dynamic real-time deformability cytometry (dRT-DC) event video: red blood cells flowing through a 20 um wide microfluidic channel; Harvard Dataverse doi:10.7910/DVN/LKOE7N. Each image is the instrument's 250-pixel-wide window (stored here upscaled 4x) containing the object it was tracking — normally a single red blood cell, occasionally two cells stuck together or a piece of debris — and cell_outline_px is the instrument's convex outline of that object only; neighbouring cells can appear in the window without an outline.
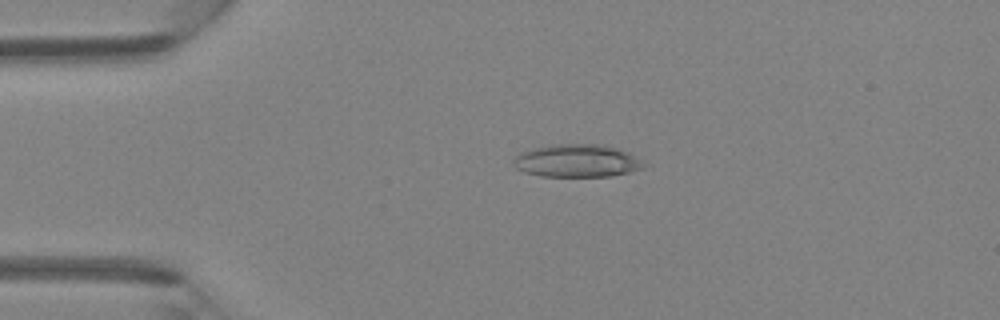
{"species": "Egyptian fruit bat (a non-hibernating species)", "species_latin": "Rousettus aegyptiacus", "temperature_condition": "room temperature", "stored_images_in_passage": 42, "camera_frame_rate_fps": 3000, "um_per_image_px": 0.085, "animal": {"sex": "female"}, "frame": {"image": 1, "passage_image": 6, "time_ms": 1.667, "image_size_px": [1000, 320], "cell_outline_px": [[648, 168], [612, 176], [540, 176], [524, 172], [516, 168], [512, 164], [512, 160], [520, 152], [532, 148], [548, 144], [604, 144], [628, 152], [648, 164]], "centroid_in_image_um": [49.06, 13.66], "position_along_channel_um": 35.9, "area_um2": 25.37}}
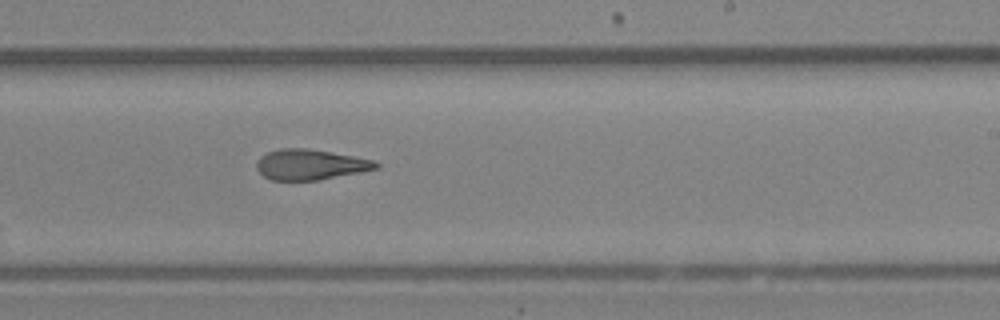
{"frame": {"image": 2, "passage_image": 24, "time_ms": 7.667, "image_size_px": [1000, 320], "cell_outline_px": [[380, 168], [360, 172], [316, 180], [272, 180], [264, 176], [256, 168], [256, 160], [260, 156], [268, 152], [280, 148], [308, 148], [352, 156], [372, 160], [380, 164]], "centroid_in_image_um": [26.34, 13.98], "position_along_channel_um": 262.7, "area_um2": 21.04}}
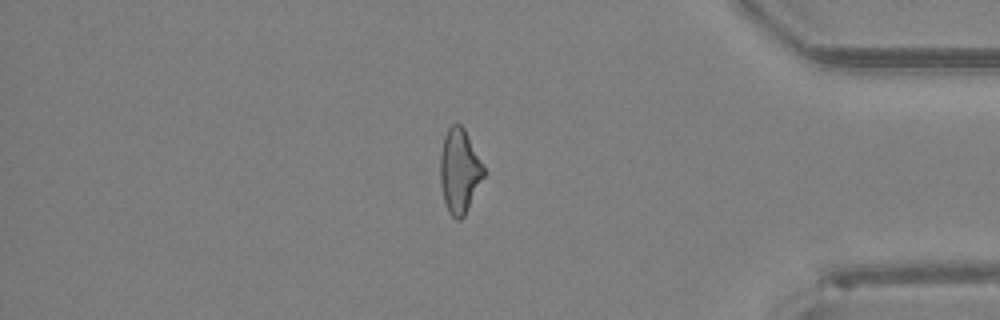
{"frame": {"image": 3, "passage_image": 35, "time_ms": 11.333, "image_size_px": [1000, 320], "cell_outline_px": [[484, 176], [464, 216], [460, 220], [456, 220], [448, 212], [444, 200], [440, 184], [440, 152], [444, 136], [448, 128], [452, 124], [460, 124], [464, 128], [484, 164]], "centroid_in_image_um": [39.05, 14.52], "position_along_channel_um": 396.2, "area_um2": 21.44}}